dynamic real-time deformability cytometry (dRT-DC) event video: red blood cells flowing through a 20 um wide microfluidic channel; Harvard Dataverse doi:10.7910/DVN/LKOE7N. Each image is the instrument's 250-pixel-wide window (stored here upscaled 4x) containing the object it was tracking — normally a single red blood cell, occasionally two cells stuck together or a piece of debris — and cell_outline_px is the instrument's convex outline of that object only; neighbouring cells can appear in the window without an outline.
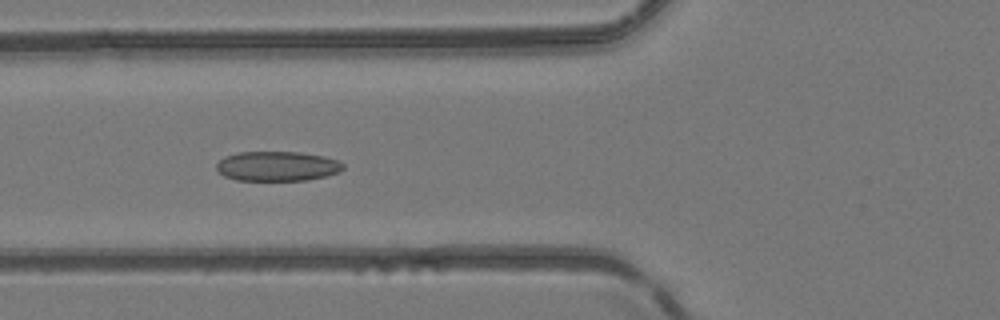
{"species": "common noctule bat (a hibernating species)", "species_latin": "Nyctalus noctula", "temperature_condition": "room temperature", "stored_images_in_passage": 50, "camera_frame_rate_fps": 3000, "um_per_image_px": 0.085, "animal": {"sex": "female", "body_mass_g": 24.6, "forearm_length_mm": 56.2}, "frame": {"image": 1, "passage_image": 19, "time_ms": 6.0, "image_size_px": [1000, 320], "cell_outline_px": [[344, 168], [340, 172], [308, 180], [236, 180], [224, 176], [216, 168], [216, 164], [224, 156], [236, 152], [300, 152], [324, 156], [336, 160], [344, 164]], "centroid_in_image_um": [23.56, 14.12], "position_along_channel_um": 102.2, "area_um2": 21.96}}
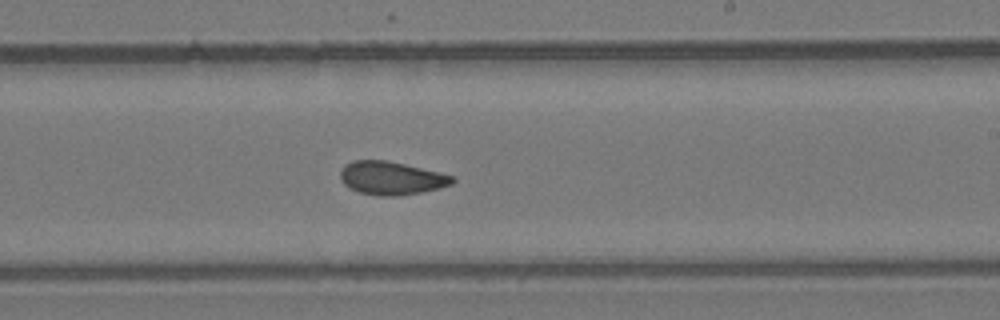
{"frame": {"image": 2, "passage_image": 30, "time_ms": 9.667, "image_size_px": [1000, 320], "cell_outline_px": [[456, 180], [452, 184], [420, 192], [396, 196], [380, 196], [360, 192], [344, 184], [340, 180], [340, 172], [344, 164], [352, 160], [384, 160], [404, 164], [440, 172], [452, 176]], "centroid_in_image_um": [33.23, 15.13], "position_along_channel_um": 255.8, "area_um2": 21.5}}
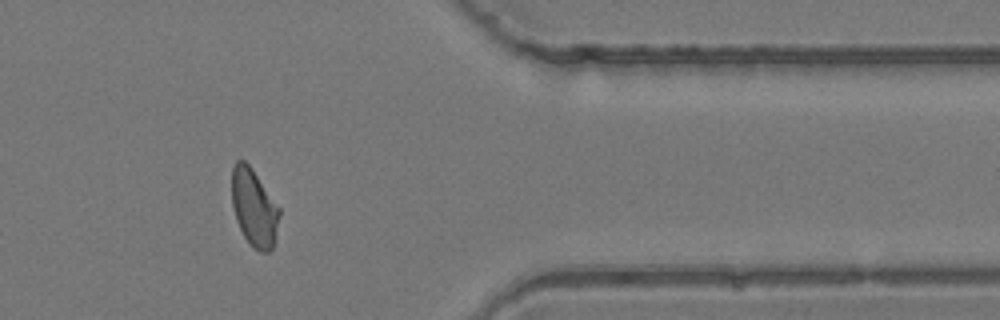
{"frame": {"image": 3, "passage_image": 41, "time_ms": 13.333, "image_size_px": [1000, 320], "cell_outline_px": [[280, 216], [276, 236], [272, 248], [268, 252], [260, 252], [252, 248], [248, 244], [236, 220], [232, 204], [232, 168], [236, 160], [244, 160], [252, 168], [280, 208]], "centroid_in_image_um": [21.6, 17.67], "position_along_channel_um": 389.8, "area_um2": 21.62}, "authors_computed_cell_mechanics": {"area_um2": 21.9351, "velocity_mm_per_s": 4.1724, "shape_relaxation_time_tau1_ms": 8.3613, "shape_relaxation_time_tau2_ms": 1.9891, "deformation_change_tau1": 0.1715, "deformation_change_tau2": 0.0842}}